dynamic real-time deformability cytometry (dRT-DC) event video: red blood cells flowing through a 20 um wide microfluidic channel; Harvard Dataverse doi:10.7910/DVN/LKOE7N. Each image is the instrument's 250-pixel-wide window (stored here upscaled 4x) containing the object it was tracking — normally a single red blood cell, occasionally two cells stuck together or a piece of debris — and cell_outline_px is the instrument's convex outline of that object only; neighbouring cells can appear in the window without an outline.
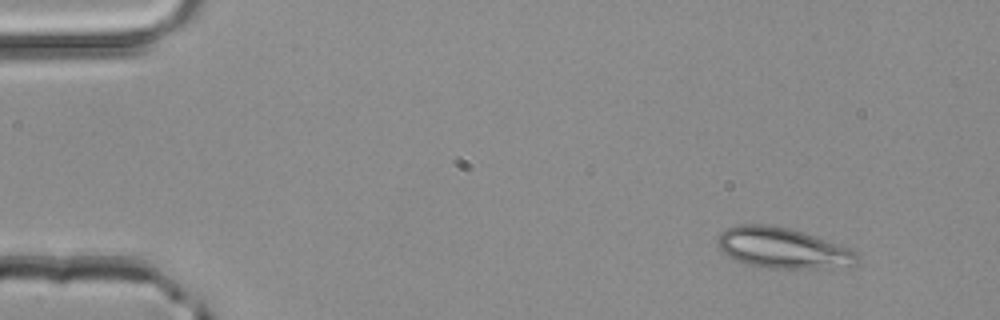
{"species": "common noctule bat (a hibernating species)", "species_latin": "Nyctalus noctula", "temperature_condition": "room temperature", "stored_images_in_passage": 2, "camera_frame_rate_fps": 3000, "um_per_image_px": 0.085, "animal": {"sex": "male", "body_mass_g": 20.4}, "frame": {"image": 1, "passage_image": 1, "time_ms": 0.0, "image_size_px": [1000, 320], "cell_outline_px": [[860, 256], [856, 264], [824, 268], [772, 268], [748, 264], [736, 260], [728, 256], [720, 248], [716, 240], [716, 236], [720, 232], [728, 228], [740, 224], [768, 224], [788, 228], [804, 232], [848, 248], [856, 252]], "centroid_in_image_um": [66.49, 21.07], "position_along_channel_um": 18.5, "area_um2": 32.77}}